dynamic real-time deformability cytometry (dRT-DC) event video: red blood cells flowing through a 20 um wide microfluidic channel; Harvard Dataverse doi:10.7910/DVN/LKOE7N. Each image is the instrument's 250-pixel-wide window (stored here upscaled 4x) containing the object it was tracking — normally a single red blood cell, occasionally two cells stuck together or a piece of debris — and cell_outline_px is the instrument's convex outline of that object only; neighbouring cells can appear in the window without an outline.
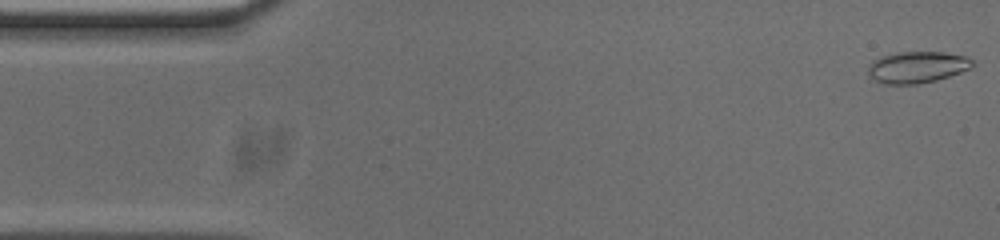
{"species": "common noctule bat (a hibernating species)", "species_latin": "Nyctalus noctula", "temperature_condition": "cold", "stored_images_in_passage": 53, "camera_frame_rate_fps": 3000, "um_per_image_px": 0.085, "animal": {"sex": "male", "body_mass_g": 20.0, "forearm_length_mm": 53.3}, "frame": {"image": 1, "passage_image": 1, "time_ms": 0.0, "image_size_px": [1000, 240], "cell_outline_px": [[972, 64], [968, 68], [960, 72], [936, 80], [916, 84], [884, 84], [868, 76], [868, 68], [872, 60], [880, 56], [896, 52], [944, 52], [968, 56], [972, 60]], "centroid_in_image_um": [77.91, 5.7], "position_along_channel_um": 7.1, "area_um2": 19.13}}
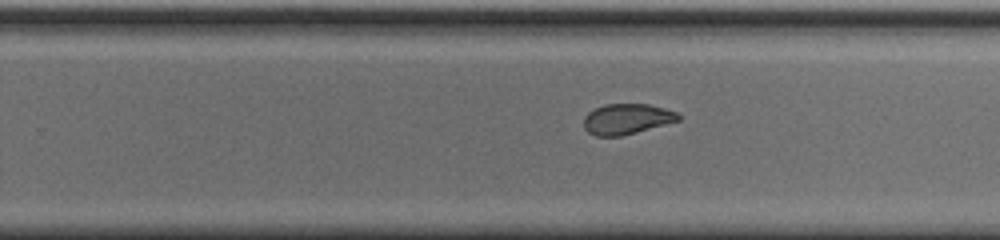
{"frame": {"image": 2, "passage_image": 32, "time_ms": 10.333, "image_size_px": [1000, 240], "cell_outline_px": [[680, 120], [636, 132], [620, 136], [596, 136], [588, 132], [584, 128], [584, 116], [588, 112], [604, 104], [648, 104], [664, 108], [676, 112], [680, 116]], "centroid_in_image_um": [53.25, 10.11], "position_along_channel_um": 276.5, "area_um2": 16.7}}
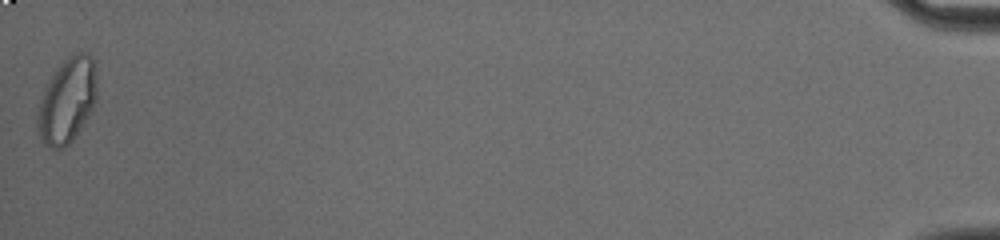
{"frame": {"image": 3, "passage_image": 53, "time_ms": 17.333, "image_size_px": [1000, 240], "cell_outline_px": [[96, 100], [88, 116], [72, 140], [64, 148], [52, 148], [44, 144], [40, 140], [36, 132], [36, 116], [40, 100], [48, 80], [60, 64], [68, 56], [76, 52], [88, 52], [96, 68]], "centroid_in_image_um": [5.68, 8.55], "position_along_channel_um": 429.5, "area_um2": 29.54}, "authors_computed_cell_mechanics": {"area_um2": 18.6116, "velocity_mm_per_s": 3.7454, "shape_relaxation_time_tau1_ms": 5.5457, "shape_relaxation_time_tau2_ms": 1.4787, "deformation_change_tau1": 0.121, "deformation_change_tau2": 0.0658}}